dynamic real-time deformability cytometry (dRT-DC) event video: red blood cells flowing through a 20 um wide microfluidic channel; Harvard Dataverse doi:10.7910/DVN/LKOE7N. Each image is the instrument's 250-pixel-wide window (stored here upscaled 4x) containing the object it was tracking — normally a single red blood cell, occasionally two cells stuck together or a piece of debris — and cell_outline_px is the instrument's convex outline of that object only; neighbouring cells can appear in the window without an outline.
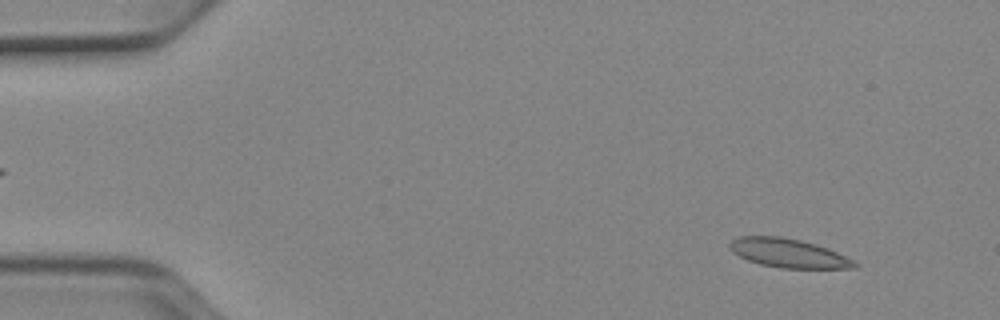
{"species": "Egyptian fruit bat (a non-hibernating species)", "species_latin": "Rousettus aegyptiacus", "temperature_condition": "cold", "stored_images_in_passage": 51, "camera_frame_rate_fps": 3000, "um_per_image_px": 0.085, "animal": {"sex": "female"}, "frame": {"image": 1, "passage_image": 4, "time_ms": 1.0, "image_size_px": [1000, 320], "cell_outline_px": [[860, 264], [856, 268], [780, 268], [760, 264], [748, 260], [732, 252], [728, 244], [732, 240], [740, 236], [780, 236], [800, 240], [816, 244], [828, 248]], "centroid_in_image_um": [67.01, 21.51], "position_along_channel_um": 18.0, "area_um2": 20.92}}
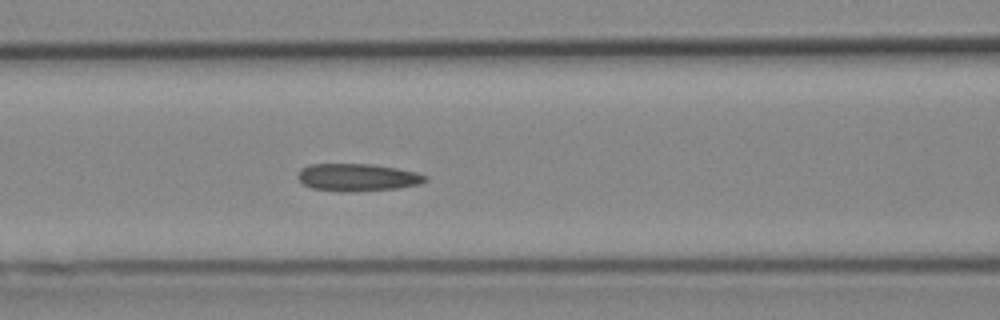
{"frame": {"image": 2, "passage_image": 21, "time_ms": 6.667, "image_size_px": [1000, 320], "cell_outline_px": [[428, 180], [420, 184], [396, 188], [344, 192], [340, 192], [312, 188], [304, 184], [296, 176], [296, 172], [300, 168], [308, 164], [372, 164], [396, 168], [416, 172], [428, 176]], "centroid_in_image_um": [30.35, 15.07], "position_along_channel_um": 136.3, "area_um2": 20.52}}
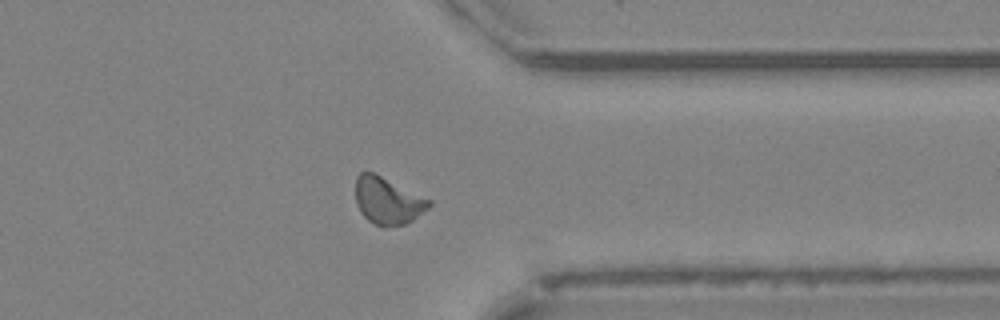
{"frame": {"image": 3, "passage_image": 40, "time_ms": 13.0, "image_size_px": [1000, 320], "cell_outline_px": [[432, 204], [428, 208], [412, 220], [404, 224], [384, 228], [368, 220], [360, 212], [356, 204], [356, 176], [360, 172], [372, 172], [432, 200]], "centroid_in_image_um": [32.94, 17.07], "position_along_channel_um": 378.5, "area_um2": 20.0}, "authors_computed_cell_mechanics": {"area_um2": 19.9988, "velocity_mm_per_s": 3.8898, "shape_relaxation_time_tau1_ms": null, "shape_relaxation_time_tau2_ms": 2.9936, "deformation_change_tau1": null, "deformation_change_tau2": 0.0728}}